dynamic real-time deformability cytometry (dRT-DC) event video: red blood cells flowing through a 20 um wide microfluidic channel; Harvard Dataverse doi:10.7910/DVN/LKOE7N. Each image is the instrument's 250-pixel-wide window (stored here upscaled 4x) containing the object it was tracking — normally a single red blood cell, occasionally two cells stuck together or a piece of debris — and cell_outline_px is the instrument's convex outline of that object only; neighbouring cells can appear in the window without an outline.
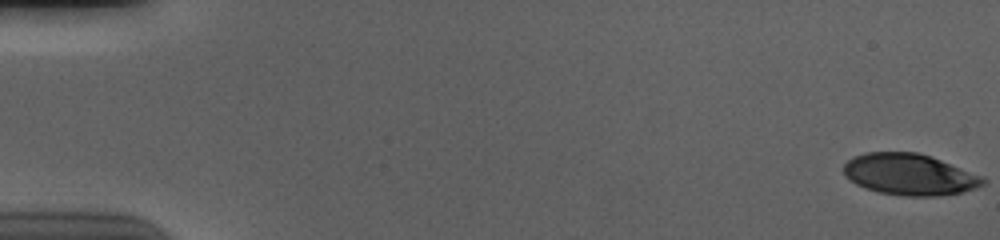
{"species": "human", "species_latin": "Homo sapiens", "temperature_condition": "cold", "stored_images_in_passage": 57, "camera_frame_rate_fps": 3000, "um_per_image_px": 0.085, "donor": {"sex": "male"}, "frame": {"image": 1, "passage_image": 1, "time_ms": 0.0, "image_size_px": [1000, 240], "cell_outline_px": [[984, 184], [960, 192], [932, 196], [908, 196], [880, 192], [856, 184], [844, 172], [844, 164], [852, 156], [864, 152], [916, 152], [932, 156], [984, 176]], "centroid_in_image_um": [77.32, 14.8], "position_along_channel_um": 7.7, "area_um2": 33.23}}
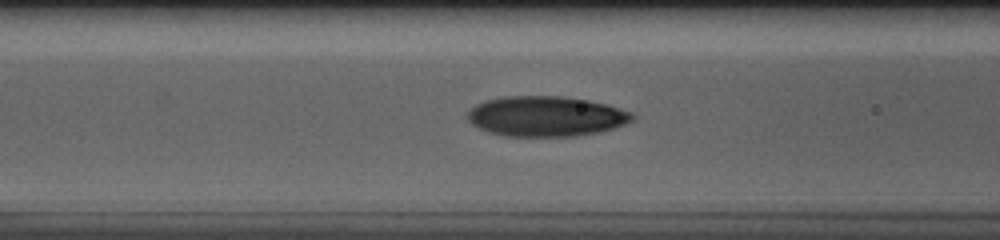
{"frame": {"image": 2, "passage_image": 24, "time_ms": 7.667, "image_size_px": [1000, 240], "cell_outline_px": [[636, 116], [632, 120], [624, 124], [612, 128], [596, 132], [572, 136], [504, 136], [488, 132], [472, 124], [468, 120], [468, 112], [476, 104], [488, 100], [508, 96], [564, 96], [588, 100], [620, 108], [632, 112]], "centroid_in_image_um": [46.41, 9.88], "position_along_channel_um": 120.2, "area_um2": 38.32}}
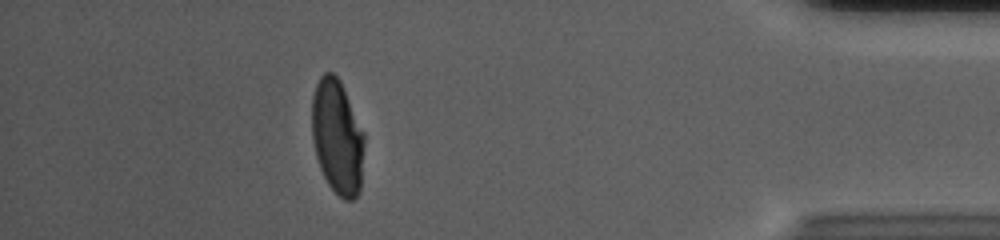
{"frame": {"image": 3, "passage_image": 51, "time_ms": 16.667, "image_size_px": [1000, 240], "cell_outline_px": [[364, 144], [360, 192], [352, 200], [344, 200], [328, 184], [320, 168], [316, 156], [312, 140], [312, 96], [316, 84], [320, 76], [324, 72], [332, 72], [340, 80], [344, 88], [364, 132]], "centroid_in_image_um": [28.67, 11.63], "position_along_channel_um": 406.5, "area_um2": 35.14}, "authors_computed_cell_mechanics": {"area_um2": 36.5874, "velocity_mm_per_s": 3.6871, "shape_relaxation_time_tau1_ms": 4.1448, "shape_relaxation_time_tau2_ms": 1.1984, "deformation_change_tau1": 0.1812, "deformation_change_tau2": 0.069}}